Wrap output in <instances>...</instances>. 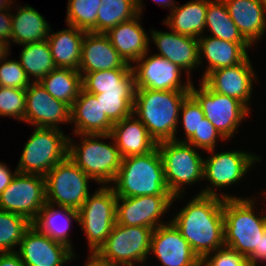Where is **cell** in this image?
Returning <instances> with one entry per match:
<instances>
[{
    "instance_id": "obj_47",
    "label": "cell",
    "mask_w": 266,
    "mask_h": 266,
    "mask_svg": "<svg viewBox=\"0 0 266 266\" xmlns=\"http://www.w3.org/2000/svg\"><path fill=\"white\" fill-rule=\"evenodd\" d=\"M88 255L87 262H85L84 266H116L102 257L98 252L90 251Z\"/></svg>"
},
{
    "instance_id": "obj_36",
    "label": "cell",
    "mask_w": 266,
    "mask_h": 266,
    "mask_svg": "<svg viewBox=\"0 0 266 266\" xmlns=\"http://www.w3.org/2000/svg\"><path fill=\"white\" fill-rule=\"evenodd\" d=\"M136 89L101 90V94H93L106 116L116 123L133 114Z\"/></svg>"
},
{
    "instance_id": "obj_41",
    "label": "cell",
    "mask_w": 266,
    "mask_h": 266,
    "mask_svg": "<svg viewBox=\"0 0 266 266\" xmlns=\"http://www.w3.org/2000/svg\"><path fill=\"white\" fill-rule=\"evenodd\" d=\"M8 60L7 56L0 61V86L25 90L31 83L25 70L18 60Z\"/></svg>"
},
{
    "instance_id": "obj_8",
    "label": "cell",
    "mask_w": 266,
    "mask_h": 266,
    "mask_svg": "<svg viewBox=\"0 0 266 266\" xmlns=\"http://www.w3.org/2000/svg\"><path fill=\"white\" fill-rule=\"evenodd\" d=\"M78 211V224L86 234L90 251L97 252L107 240L117 216V196L111 185L98 187Z\"/></svg>"
},
{
    "instance_id": "obj_13",
    "label": "cell",
    "mask_w": 266,
    "mask_h": 266,
    "mask_svg": "<svg viewBox=\"0 0 266 266\" xmlns=\"http://www.w3.org/2000/svg\"><path fill=\"white\" fill-rule=\"evenodd\" d=\"M46 205L45 177L17 173L0 194V210L27 218L32 223Z\"/></svg>"
},
{
    "instance_id": "obj_5",
    "label": "cell",
    "mask_w": 266,
    "mask_h": 266,
    "mask_svg": "<svg viewBox=\"0 0 266 266\" xmlns=\"http://www.w3.org/2000/svg\"><path fill=\"white\" fill-rule=\"evenodd\" d=\"M81 143L68 137V154L82 171L97 184L111 185L121 166V155L110 134H78ZM113 139L105 143L102 139ZM101 140V141H100Z\"/></svg>"
},
{
    "instance_id": "obj_14",
    "label": "cell",
    "mask_w": 266,
    "mask_h": 266,
    "mask_svg": "<svg viewBox=\"0 0 266 266\" xmlns=\"http://www.w3.org/2000/svg\"><path fill=\"white\" fill-rule=\"evenodd\" d=\"M148 54L149 51L132 65L136 89L190 91L192 78L184 83L181 80L184 70L164 57Z\"/></svg>"
},
{
    "instance_id": "obj_19",
    "label": "cell",
    "mask_w": 266,
    "mask_h": 266,
    "mask_svg": "<svg viewBox=\"0 0 266 266\" xmlns=\"http://www.w3.org/2000/svg\"><path fill=\"white\" fill-rule=\"evenodd\" d=\"M151 253L161 266H201V260L170 220L153 230Z\"/></svg>"
},
{
    "instance_id": "obj_7",
    "label": "cell",
    "mask_w": 266,
    "mask_h": 266,
    "mask_svg": "<svg viewBox=\"0 0 266 266\" xmlns=\"http://www.w3.org/2000/svg\"><path fill=\"white\" fill-rule=\"evenodd\" d=\"M25 142L20 161L19 173L45 176L68 154V137L57 128L36 127Z\"/></svg>"
},
{
    "instance_id": "obj_33",
    "label": "cell",
    "mask_w": 266,
    "mask_h": 266,
    "mask_svg": "<svg viewBox=\"0 0 266 266\" xmlns=\"http://www.w3.org/2000/svg\"><path fill=\"white\" fill-rule=\"evenodd\" d=\"M143 0H101L97 15V33H106L110 28L143 13Z\"/></svg>"
},
{
    "instance_id": "obj_1",
    "label": "cell",
    "mask_w": 266,
    "mask_h": 266,
    "mask_svg": "<svg viewBox=\"0 0 266 266\" xmlns=\"http://www.w3.org/2000/svg\"><path fill=\"white\" fill-rule=\"evenodd\" d=\"M224 198L196 194L170 220L202 261L224 244Z\"/></svg>"
},
{
    "instance_id": "obj_26",
    "label": "cell",
    "mask_w": 266,
    "mask_h": 266,
    "mask_svg": "<svg viewBox=\"0 0 266 266\" xmlns=\"http://www.w3.org/2000/svg\"><path fill=\"white\" fill-rule=\"evenodd\" d=\"M111 135L122 159L149 153L157 147V142L134 114L114 123Z\"/></svg>"
},
{
    "instance_id": "obj_38",
    "label": "cell",
    "mask_w": 266,
    "mask_h": 266,
    "mask_svg": "<svg viewBox=\"0 0 266 266\" xmlns=\"http://www.w3.org/2000/svg\"><path fill=\"white\" fill-rule=\"evenodd\" d=\"M101 0H68L66 24L97 33V15Z\"/></svg>"
},
{
    "instance_id": "obj_29",
    "label": "cell",
    "mask_w": 266,
    "mask_h": 266,
    "mask_svg": "<svg viewBox=\"0 0 266 266\" xmlns=\"http://www.w3.org/2000/svg\"><path fill=\"white\" fill-rule=\"evenodd\" d=\"M14 6L17 12L12 14L11 41L20 46L47 40L51 27L44 17L30 5Z\"/></svg>"
},
{
    "instance_id": "obj_51",
    "label": "cell",
    "mask_w": 266,
    "mask_h": 266,
    "mask_svg": "<svg viewBox=\"0 0 266 266\" xmlns=\"http://www.w3.org/2000/svg\"><path fill=\"white\" fill-rule=\"evenodd\" d=\"M13 0H0V10H11Z\"/></svg>"
},
{
    "instance_id": "obj_12",
    "label": "cell",
    "mask_w": 266,
    "mask_h": 266,
    "mask_svg": "<svg viewBox=\"0 0 266 266\" xmlns=\"http://www.w3.org/2000/svg\"><path fill=\"white\" fill-rule=\"evenodd\" d=\"M199 89L192 83L190 94L198 101L204 116L228 141L251 112L235 98L210 90L201 80Z\"/></svg>"
},
{
    "instance_id": "obj_22",
    "label": "cell",
    "mask_w": 266,
    "mask_h": 266,
    "mask_svg": "<svg viewBox=\"0 0 266 266\" xmlns=\"http://www.w3.org/2000/svg\"><path fill=\"white\" fill-rule=\"evenodd\" d=\"M209 35L206 33L198 38L199 64L203 63L204 57L208 62L201 80L209 72L242 63L249 57L247 51L252 47L249 43H234Z\"/></svg>"
},
{
    "instance_id": "obj_40",
    "label": "cell",
    "mask_w": 266,
    "mask_h": 266,
    "mask_svg": "<svg viewBox=\"0 0 266 266\" xmlns=\"http://www.w3.org/2000/svg\"><path fill=\"white\" fill-rule=\"evenodd\" d=\"M179 116H181L180 120L185 131V138H182L183 140L178 138L174 140L178 142H186L195 132H197L198 127L205 116L201 105L191 94H189L182 102Z\"/></svg>"
},
{
    "instance_id": "obj_25",
    "label": "cell",
    "mask_w": 266,
    "mask_h": 266,
    "mask_svg": "<svg viewBox=\"0 0 266 266\" xmlns=\"http://www.w3.org/2000/svg\"><path fill=\"white\" fill-rule=\"evenodd\" d=\"M228 14L252 46L266 31V4L261 0H224Z\"/></svg>"
},
{
    "instance_id": "obj_9",
    "label": "cell",
    "mask_w": 266,
    "mask_h": 266,
    "mask_svg": "<svg viewBox=\"0 0 266 266\" xmlns=\"http://www.w3.org/2000/svg\"><path fill=\"white\" fill-rule=\"evenodd\" d=\"M211 155L204 158L203 180L210 184L198 194L217 196L226 198H242L230 196L228 193H217L215 190L224 189L237 184L243 176L253 168L255 162L261 161V158L254 153L246 151L229 150L224 152L208 151ZM216 188V189H215ZM220 195V196H219Z\"/></svg>"
},
{
    "instance_id": "obj_18",
    "label": "cell",
    "mask_w": 266,
    "mask_h": 266,
    "mask_svg": "<svg viewBox=\"0 0 266 266\" xmlns=\"http://www.w3.org/2000/svg\"><path fill=\"white\" fill-rule=\"evenodd\" d=\"M255 73L248 57L238 65L209 72L201 81L210 90L235 98L251 110L249 103L253 94L254 80L258 81Z\"/></svg>"
},
{
    "instance_id": "obj_50",
    "label": "cell",
    "mask_w": 266,
    "mask_h": 266,
    "mask_svg": "<svg viewBox=\"0 0 266 266\" xmlns=\"http://www.w3.org/2000/svg\"><path fill=\"white\" fill-rule=\"evenodd\" d=\"M155 3H157L159 6H162L164 8L168 7L170 11L175 7L176 2L175 0H153Z\"/></svg>"
},
{
    "instance_id": "obj_10",
    "label": "cell",
    "mask_w": 266,
    "mask_h": 266,
    "mask_svg": "<svg viewBox=\"0 0 266 266\" xmlns=\"http://www.w3.org/2000/svg\"><path fill=\"white\" fill-rule=\"evenodd\" d=\"M44 177L48 204L78 210L90 195L88 182L92 179L68 157Z\"/></svg>"
},
{
    "instance_id": "obj_24",
    "label": "cell",
    "mask_w": 266,
    "mask_h": 266,
    "mask_svg": "<svg viewBox=\"0 0 266 266\" xmlns=\"http://www.w3.org/2000/svg\"><path fill=\"white\" fill-rule=\"evenodd\" d=\"M141 14L110 28L105 34L119 55L128 64L144 56L150 49V39L140 24Z\"/></svg>"
},
{
    "instance_id": "obj_6",
    "label": "cell",
    "mask_w": 266,
    "mask_h": 266,
    "mask_svg": "<svg viewBox=\"0 0 266 266\" xmlns=\"http://www.w3.org/2000/svg\"><path fill=\"white\" fill-rule=\"evenodd\" d=\"M157 148L173 200L183 199L184 186L203 181L204 157L198 153L197 148L186 142L163 141L157 143Z\"/></svg>"
},
{
    "instance_id": "obj_4",
    "label": "cell",
    "mask_w": 266,
    "mask_h": 266,
    "mask_svg": "<svg viewBox=\"0 0 266 266\" xmlns=\"http://www.w3.org/2000/svg\"><path fill=\"white\" fill-rule=\"evenodd\" d=\"M111 187L117 197L172 195L157 147L143 155L123 158Z\"/></svg>"
},
{
    "instance_id": "obj_3",
    "label": "cell",
    "mask_w": 266,
    "mask_h": 266,
    "mask_svg": "<svg viewBox=\"0 0 266 266\" xmlns=\"http://www.w3.org/2000/svg\"><path fill=\"white\" fill-rule=\"evenodd\" d=\"M255 203L250 197L226 198L223 204L224 244L249 263L259 254L260 237L266 231V214L256 215Z\"/></svg>"
},
{
    "instance_id": "obj_2",
    "label": "cell",
    "mask_w": 266,
    "mask_h": 266,
    "mask_svg": "<svg viewBox=\"0 0 266 266\" xmlns=\"http://www.w3.org/2000/svg\"><path fill=\"white\" fill-rule=\"evenodd\" d=\"M190 91L136 89L133 114L157 142L177 139L180 108Z\"/></svg>"
},
{
    "instance_id": "obj_42",
    "label": "cell",
    "mask_w": 266,
    "mask_h": 266,
    "mask_svg": "<svg viewBox=\"0 0 266 266\" xmlns=\"http://www.w3.org/2000/svg\"><path fill=\"white\" fill-rule=\"evenodd\" d=\"M227 141L205 117L200 123L197 132H195L186 143L203 151L214 150L217 146V140Z\"/></svg>"
},
{
    "instance_id": "obj_15",
    "label": "cell",
    "mask_w": 266,
    "mask_h": 266,
    "mask_svg": "<svg viewBox=\"0 0 266 266\" xmlns=\"http://www.w3.org/2000/svg\"><path fill=\"white\" fill-rule=\"evenodd\" d=\"M173 198V195L117 197L116 223L155 229L166 223L161 220L174 204Z\"/></svg>"
},
{
    "instance_id": "obj_32",
    "label": "cell",
    "mask_w": 266,
    "mask_h": 266,
    "mask_svg": "<svg viewBox=\"0 0 266 266\" xmlns=\"http://www.w3.org/2000/svg\"><path fill=\"white\" fill-rule=\"evenodd\" d=\"M82 89L90 94H101V90L136 89L132 64L125 68L85 73Z\"/></svg>"
},
{
    "instance_id": "obj_35",
    "label": "cell",
    "mask_w": 266,
    "mask_h": 266,
    "mask_svg": "<svg viewBox=\"0 0 266 266\" xmlns=\"http://www.w3.org/2000/svg\"><path fill=\"white\" fill-rule=\"evenodd\" d=\"M206 28L212 37L234 43H248L228 14L224 0H208Z\"/></svg>"
},
{
    "instance_id": "obj_46",
    "label": "cell",
    "mask_w": 266,
    "mask_h": 266,
    "mask_svg": "<svg viewBox=\"0 0 266 266\" xmlns=\"http://www.w3.org/2000/svg\"><path fill=\"white\" fill-rule=\"evenodd\" d=\"M0 266H25L17 252L0 253Z\"/></svg>"
},
{
    "instance_id": "obj_48",
    "label": "cell",
    "mask_w": 266,
    "mask_h": 266,
    "mask_svg": "<svg viewBox=\"0 0 266 266\" xmlns=\"http://www.w3.org/2000/svg\"><path fill=\"white\" fill-rule=\"evenodd\" d=\"M258 262L261 264L266 262V231L260 237L259 242V254L250 262L251 266H259Z\"/></svg>"
},
{
    "instance_id": "obj_34",
    "label": "cell",
    "mask_w": 266,
    "mask_h": 266,
    "mask_svg": "<svg viewBox=\"0 0 266 266\" xmlns=\"http://www.w3.org/2000/svg\"><path fill=\"white\" fill-rule=\"evenodd\" d=\"M22 47L19 62L31 82H39L56 68L47 40L24 44Z\"/></svg>"
},
{
    "instance_id": "obj_43",
    "label": "cell",
    "mask_w": 266,
    "mask_h": 266,
    "mask_svg": "<svg viewBox=\"0 0 266 266\" xmlns=\"http://www.w3.org/2000/svg\"><path fill=\"white\" fill-rule=\"evenodd\" d=\"M212 253L201 261V266H251L245 256L227 246L218 248Z\"/></svg>"
},
{
    "instance_id": "obj_27",
    "label": "cell",
    "mask_w": 266,
    "mask_h": 266,
    "mask_svg": "<svg viewBox=\"0 0 266 266\" xmlns=\"http://www.w3.org/2000/svg\"><path fill=\"white\" fill-rule=\"evenodd\" d=\"M51 30L47 41L55 66L78 70L82 42L86 31L70 25H68L67 29L59 32L54 33Z\"/></svg>"
},
{
    "instance_id": "obj_21",
    "label": "cell",
    "mask_w": 266,
    "mask_h": 266,
    "mask_svg": "<svg viewBox=\"0 0 266 266\" xmlns=\"http://www.w3.org/2000/svg\"><path fill=\"white\" fill-rule=\"evenodd\" d=\"M128 65L105 33L85 32L78 71L85 73L125 68Z\"/></svg>"
},
{
    "instance_id": "obj_31",
    "label": "cell",
    "mask_w": 266,
    "mask_h": 266,
    "mask_svg": "<svg viewBox=\"0 0 266 266\" xmlns=\"http://www.w3.org/2000/svg\"><path fill=\"white\" fill-rule=\"evenodd\" d=\"M39 82L52 97L70 108L82 89L81 73L68 68L56 67Z\"/></svg>"
},
{
    "instance_id": "obj_30",
    "label": "cell",
    "mask_w": 266,
    "mask_h": 266,
    "mask_svg": "<svg viewBox=\"0 0 266 266\" xmlns=\"http://www.w3.org/2000/svg\"><path fill=\"white\" fill-rule=\"evenodd\" d=\"M74 220L78 223L77 210L59 206L57 209L56 206L46 203L32 225L53 240L63 243L73 250L74 247L71 245L68 233L71 221Z\"/></svg>"
},
{
    "instance_id": "obj_23",
    "label": "cell",
    "mask_w": 266,
    "mask_h": 266,
    "mask_svg": "<svg viewBox=\"0 0 266 266\" xmlns=\"http://www.w3.org/2000/svg\"><path fill=\"white\" fill-rule=\"evenodd\" d=\"M70 123L74 136L78 134H110L113 122L106 116L100 100L83 89L71 106Z\"/></svg>"
},
{
    "instance_id": "obj_49",
    "label": "cell",
    "mask_w": 266,
    "mask_h": 266,
    "mask_svg": "<svg viewBox=\"0 0 266 266\" xmlns=\"http://www.w3.org/2000/svg\"><path fill=\"white\" fill-rule=\"evenodd\" d=\"M11 44H9L8 42L0 39V61L3 58H7L8 55H11V47H9Z\"/></svg>"
},
{
    "instance_id": "obj_37",
    "label": "cell",
    "mask_w": 266,
    "mask_h": 266,
    "mask_svg": "<svg viewBox=\"0 0 266 266\" xmlns=\"http://www.w3.org/2000/svg\"><path fill=\"white\" fill-rule=\"evenodd\" d=\"M31 225L32 222L21 215L0 210V253L16 252L14 248L20 245Z\"/></svg>"
},
{
    "instance_id": "obj_11",
    "label": "cell",
    "mask_w": 266,
    "mask_h": 266,
    "mask_svg": "<svg viewBox=\"0 0 266 266\" xmlns=\"http://www.w3.org/2000/svg\"><path fill=\"white\" fill-rule=\"evenodd\" d=\"M153 230L148 227L116 223L97 252L116 266H136V262L145 263L149 256Z\"/></svg>"
},
{
    "instance_id": "obj_20",
    "label": "cell",
    "mask_w": 266,
    "mask_h": 266,
    "mask_svg": "<svg viewBox=\"0 0 266 266\" xmlns=\"http://www.w3.org/2000/svg\"><path fill=\"white\" fill-rule=\"evenodd\" d=\"M151 41L156 44L159 53L156 55L168 59L170 62L178 65L187 73L190 78V72L199 67L198 39L178 34L174 31H156L150 30Z\"/></svg>"
},
{
    "instance_id": "obj_16",
    "label": "cell",
    "mask_w": 266,
    "mask_h": 266,
    "mask_svg": "<svg viewBox=\"0 0 266 266\" xmlns=\"http://www.w3.org/2000/svg\"><path fill=\"white\" fill-rule=\"evenodd\" d=\"M16 251L25 266H64L76 255L74 250L40 232L34 225L25 232Z\"/></svg>"
},
{
    "instance_id": "obj_45",
    "label": "cell",
    "mask_w": 266,
    "mask_h": 266,
    "mask_svg": "<svg viewBox=\"0 0 266 266\" xmlns=\"http://www.w3.org/2000/svg\"><path fill=\"white\" fill-rule=\"evenodd\" d=\"M17 173V169L12 172L6 164L0 162V194L8 187Z\"/></svg>"
},
{
    "instance_id": "obj_28",
    "label": "cell",
    "mask_w": 266,
    "mask_h": 266,
    "mask_svg": "<svg viewBox=\"0 0 266 266\" xmlns=\"http://www.w3.org/2000/svg\"><path fill=\"white\" fill-rule=\"evenodd\" d=\"M207 9L208 0H192L181 6L176 4L163 23L178 34L198 39L205 34Z\"/></svg>"
},
{
    "instance_id": "obj_39",
    "label": "cell",
    "mask_w": 266,
    "mask_h": 266,
    "mask_svg": "<svg viewBox=\"0 0 266 266\" xmlns=\"http://www.w3.org/2000/svg\"><path fill=\"white\" fill-rule=\"evenodd\" d=\"M26 93L24 89L0 86V116L24 121Z\"/></svg>"
},
{
    "instance_id": "obj_44",
    "label": "cell",
    "mask_w": 266,
    "mask_h": 266,
    "mask_svg": "<svg viewBox=\"0 0 266 266\" xmlns=\"http://www.w3.org/2000/svg\"><path fill=\"white\" fill-rule=\"evenodd\" d=\"M11 10H0V39L11 43L12 13Z\"/></svg>"
},
{
    "instance_id": "obj_17",
    "label": "cell",
    "mask_w": 266,
    "mask_h": 266,
    "mask_svg": "<svg viewBox=\"0 0 266 266\" xmlns=\"http://www.w3.org/2000/svg\"><path fill=\"white\" fill-rule=\"evenodd\" d=\"M24 122L35 127L57 128L60 123H70L71 108L52 97L40 82H32L25 89Z\"/></svg>"
}]
</instances>
